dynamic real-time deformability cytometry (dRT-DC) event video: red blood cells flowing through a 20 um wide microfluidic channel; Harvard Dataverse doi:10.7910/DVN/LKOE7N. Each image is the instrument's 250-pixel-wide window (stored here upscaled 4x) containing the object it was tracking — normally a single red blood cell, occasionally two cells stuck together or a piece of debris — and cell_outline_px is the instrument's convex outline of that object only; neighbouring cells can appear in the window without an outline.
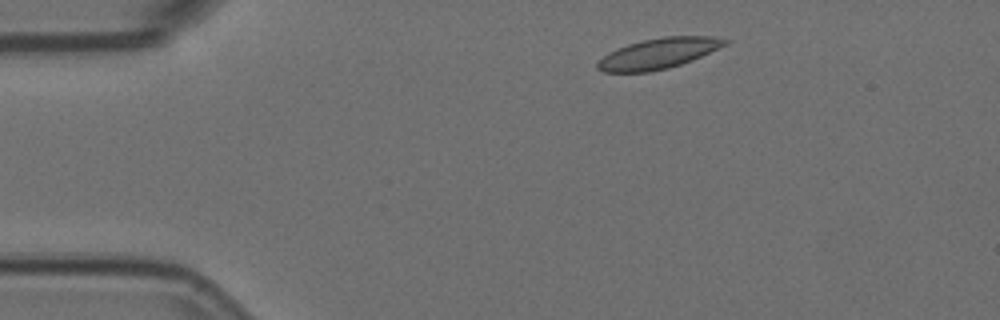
{"species": "Egyptian fruit bat (a non-hibernating species)", "species_latin": "Rousettus aegyptiacus", "temperature_condition": "room temperature", "stored_images_in_passage": 4, "camera_frame_rate_fps": 3000, "um_per_image_px": 0.085, "animal": {"sex": "female"}, "frame": {"image": 1, "passage_image": 1, "time_ms": 0.0, "image_size_px": [1000, 320], "cell_outline_px": [[732, 40], [728, 44], [692, 60], [668, 68], [648, 72], [604, 72], [596, 68], [596, 64], [608, 52], [616, 48], [628, 44], [644, 40], [664, 36], [712, 36]], "centroid_in_image_um": [55.99, 4.54], "position_along_channel_um": 29.0, "area_um2": 22.66}}
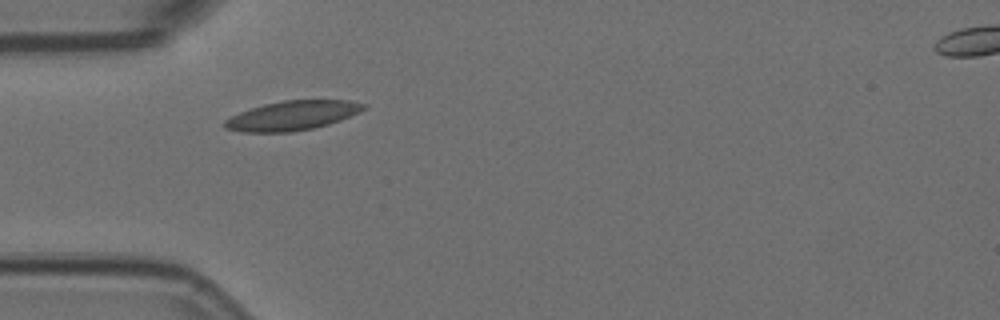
{"frame": {"image": 2, "passage_image": 3, "time_ms": 0.667, "image_size_px": [1000, 320], "cell_outline_px": [[368, 104], [360, 112], [340, 120], [328, 124], [312, 128], [292, 132], [244, 132], [224, 128], [224, 120], [240, 112], [264, 104], [284, 100], [348, 100]], "centroid_in_image_um": [24.86, 9.82], "position_along_channel_um": 60.1, "area_um2": 23.64}}
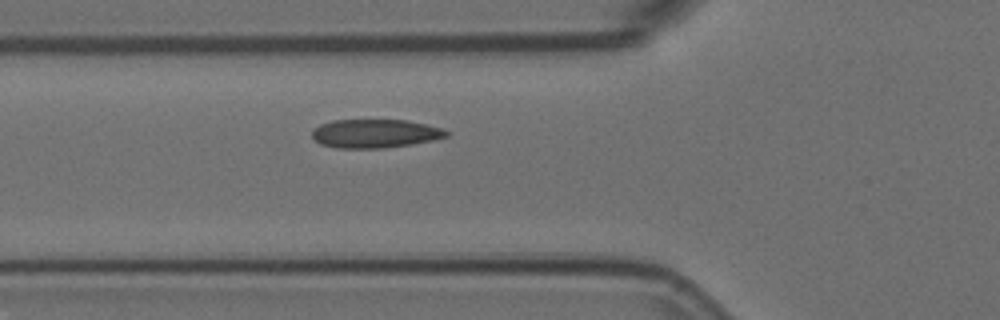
{"frame": {"image": 3, "passage_image": 4, "time_ms": 1.0, "image_size_px": [1000, 320], "cell_outline_px": [[452, 132], [448, 136], [432, 140], [412, 144], [384, 148], [336, 148], [320, 144], [312, 136], [312, 128], [320, 124], [332, 120], [404, 120], [444, 128]], "centroid_in_image_um": [31.88, 11.35], "position_along_channel_um": 93.9, "area_um2": 22.54}}